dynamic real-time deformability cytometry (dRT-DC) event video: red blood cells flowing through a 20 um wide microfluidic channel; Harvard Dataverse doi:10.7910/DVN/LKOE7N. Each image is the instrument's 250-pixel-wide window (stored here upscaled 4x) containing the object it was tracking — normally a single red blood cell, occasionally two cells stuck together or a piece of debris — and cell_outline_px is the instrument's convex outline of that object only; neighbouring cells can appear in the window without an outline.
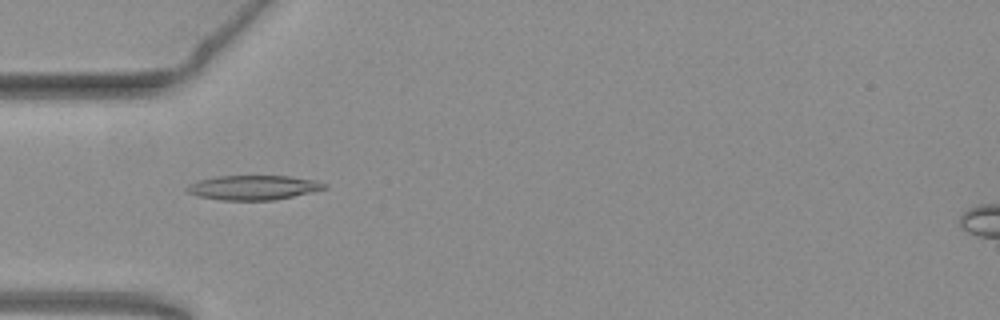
{"species": "common noctule bat (a hibernating species)", "species_latin": "Nyctalus noctula", "temperature_condition": "warm", "stored_images_in_passage": 54, "camera_frame_rate_fps": 3000, "um_per_image_px": 0.085, "animal": {"sex": "female", "body_mass_g": 19.3, "forearm_length_mm": 54.1}, "frame": {"image": 1, "passage_image": 17, "time_ms": 5.333, "image_size_px": [1000, 320], "cell_outline_px": [[328, 188], [276, 200], [220, 200], [196, 196], [188, 192], [184, 188], [188, 184], [196, 180], [216, 176], [288, 176], [316, 180], [328, 184]], "centroid_in_image_um": [21.5, 15.94], "position_along_channel_um": 63.5, "area_um2": 19.88}}
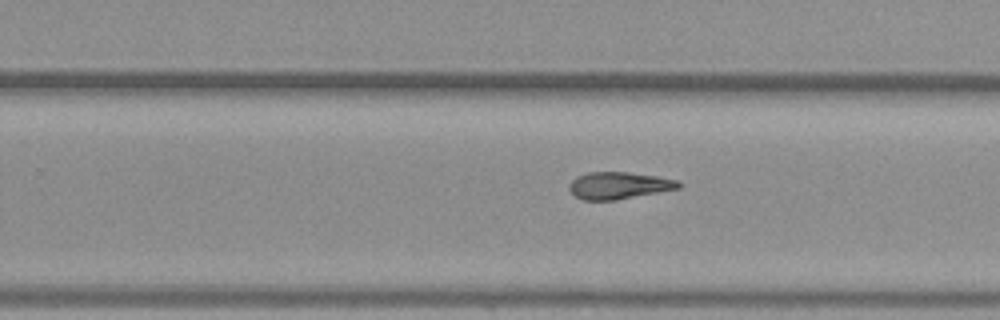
{"frame": {"image": 2, "passage_image": 34, "time_ms": 11.0, "image_size_px": [1000, 320], "cell_outline_px": [[680, 188], [616, 200], [584, 200], [576, 196], [568, 188], [568, 184], [576, 176], [588, 172], [628, 172], [656, 176], [680, 180]], "centroid_in_image_um": [52.59, 15.76], "position_along_channel_um": 277.2, "area_um2": 17.22}}
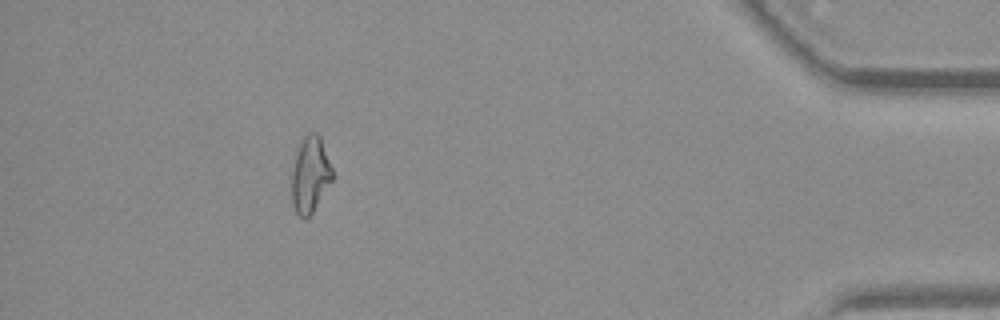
{"frame": {"image": 3, "passage_image": 49, "time_ms": 16.0, "image_size_px": [1000, 320], "cell_outline_px": [[332, 180], [312, 212], [304, 220], [296, 212], [292, 204], [292, 172], [300, 140], [308, 132], [316, 132], [320, 136], [332, 168]], "centroid_in_image_um": [26.36, 14.83], "position_along_channel_um": 408.8, "area_um2": 17.74}, "authors_computed_cell_mechanics": {"area_um2": 18.2359, "velocity_mm_per_s": 3.7849, "shape_relaxation_time_tau1_ms": null, "shape_relaxation_time_tau2_ms": 6.8966, "deformation_change_tau1": null, "deformation_change_tau2": 0.1849}}